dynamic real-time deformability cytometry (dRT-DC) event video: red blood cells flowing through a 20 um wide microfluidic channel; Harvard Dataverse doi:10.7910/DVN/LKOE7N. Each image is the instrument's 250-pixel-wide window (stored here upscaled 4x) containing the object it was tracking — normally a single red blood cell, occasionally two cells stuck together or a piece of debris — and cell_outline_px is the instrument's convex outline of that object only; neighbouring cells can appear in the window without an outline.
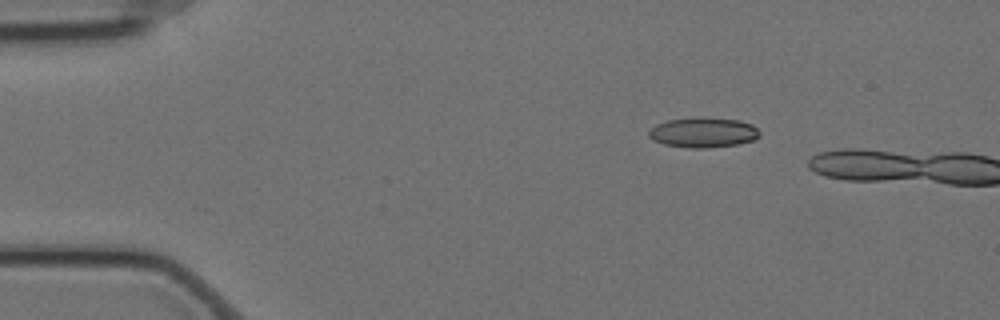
{"species": "Egyptian fruit bat (a non-hibernating species)", "species_latin": "Rousettus aegyptiacus", "temperature_condition": "cold", "stored_images_in_passage": 2, "camera_frame_rate_fps": 3000, "um_per_image_px": 0.085, "animal": {"sex": "female"}, "frame": {"image": 1, "passage_image": 1, "time_ms": 0.0, "image_size_px": [1000, 320], "cell_outline_px": [[760, 136], [752, 140], [736, 144], [704, 148], [692, 148], [664, 144], [652, 140], [648, 136], [648, 132], [656, 124], [668, 120], [696, 116], [704, 116], [740, 120], [752, 124], [760, 132]], "centroid_in_image_um": [59.76, 11.23], "position_along_channel_um": 25.2, "area_um2": 19.59}}